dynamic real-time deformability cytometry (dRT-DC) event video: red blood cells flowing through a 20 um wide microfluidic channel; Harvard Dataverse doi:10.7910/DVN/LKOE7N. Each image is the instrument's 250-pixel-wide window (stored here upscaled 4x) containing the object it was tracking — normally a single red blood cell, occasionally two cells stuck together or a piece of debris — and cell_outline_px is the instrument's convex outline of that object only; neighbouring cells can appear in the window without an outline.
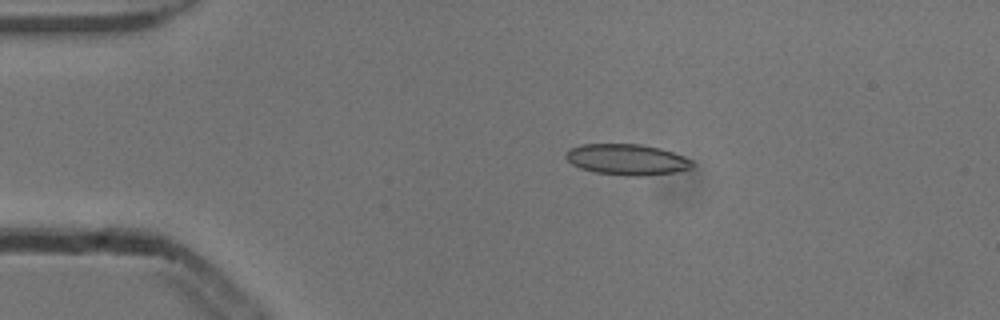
{"species": "common noctule bat (a hibernating species)", "species_latin": "Nyctalus noctula", "temperature_condition": "cold", "stored_images_in_passage": 43, "camera_frame_rate_fps": 3000, "um_per_image_px": 0.085, "animal": {"sex": "male", "body_mass_g": 13.3}, "frame": {"image": 1, "passage_image": 1, "time_ms": 0.0, "image_size_px": [1000, 320], "cell_outline_px": [[692, 168], [676, 172], [644, 176], [628, 176], [596, 172], [580, 168], [572, 164], [564, 156], [568, 148], [580, 144], [640, 144], [660, 148], [672, 152], [692, 160]], "centroid_in_image_um": [53.26, 13.56], "position_along_channel_um": 31.7, "area_um2": 22.83}}
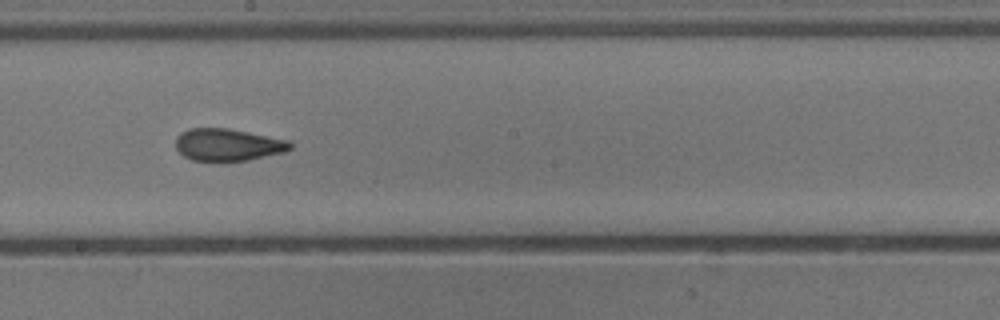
{"frame": {"image": 2, "passage_image": 20, "time_ms": 6.333, "image_size_px": [1000, 320], "cell_outline_px": [[292, 148], [284, 152], [248, 160], [192, 160], [184, 156], [176, 148], [176, 136], [180, 132], [188, 128], [228, 128], [288, 140], [292, 144]], "centroid_in_image_um": [19.35, 12.29], "position_along_channel_um": 228.9, "area_um2": 21.33}}
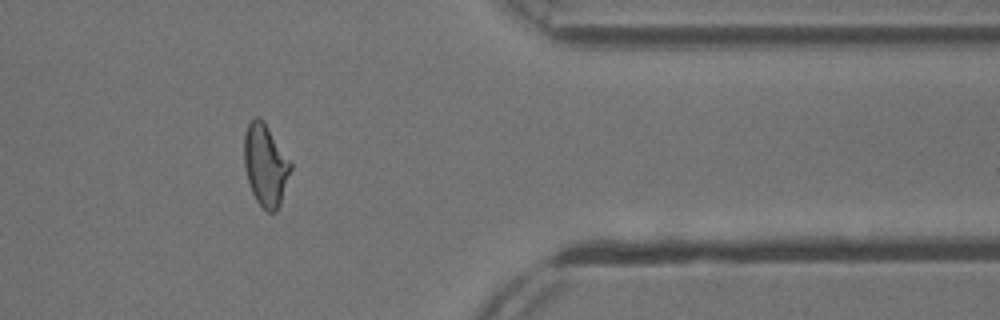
{"frame": {"image": 3, "passage_image": 34, "time_ms": 11.0, "image_size_px": [1000, 320], "cell_outline_px": [[292, 168], [280, 204], [276, 212], [268, 212], [256, 200], [252, 192], [248, 180], [244, 164], [244, 132], [248, 124], [256, 116], [260, 116], [264, 120], [292, 164]], "centroid_in_image_um": [22.56, 14.0], "position_along_channel_um": 388.8, "area_um2": 22.14}, "authors_computed_cell_mechanics": {"area_um2": 21.8484, "velocity_mm_per_s": 3.8702, "shape_relaxation_time_tau1_ms": null, "shape_relaxation_time_tau2_ms": 1.8491, "deformation_change_tau1": null, "deformation_change_tau2": 0.0974}}